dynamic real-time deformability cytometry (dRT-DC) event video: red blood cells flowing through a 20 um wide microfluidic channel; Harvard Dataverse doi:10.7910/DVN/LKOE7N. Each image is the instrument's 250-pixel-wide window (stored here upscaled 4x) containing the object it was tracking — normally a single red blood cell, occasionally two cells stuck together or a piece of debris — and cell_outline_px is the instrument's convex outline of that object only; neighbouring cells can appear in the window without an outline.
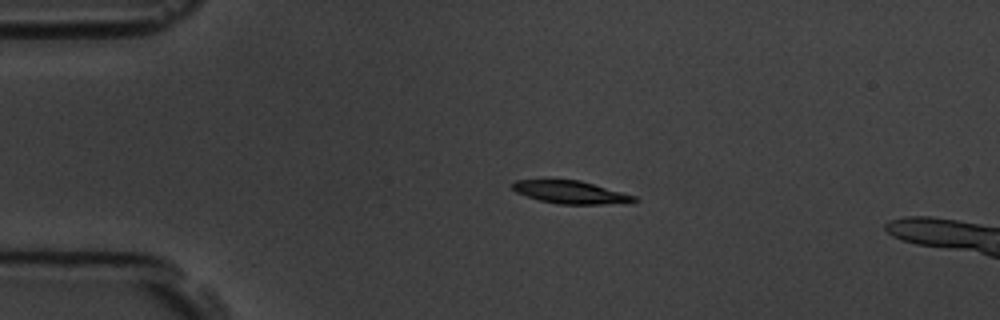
{"species": "common noctule bat (a hibernating species)", "species_latin": "Nyctalus noctula", "temperature_condition": "room temperature", "stored_images_in_passage": 3, "camera_frame_rate_fps": 3000, "um_per_image_px": 0.085, "animal": {"sex": "male", "body_mass_g": 19.5, "forearm_length_mm": 54.6}, "frame": {"image": 1, "passage_image": 2, "time_ms": 2.0, "image_size_px": [1000, 320], "cell_outline_px": [[640, 200], [600, 204], [560, 204], [540, 200], [516, 192], [512, 188], [512, 184], [516, 180], [580, 180], [636, 196]], "centroid_in_image_um": [48.48, 16.33], "position_along_channel_um": 36.5, "area_um2": 15.72}}